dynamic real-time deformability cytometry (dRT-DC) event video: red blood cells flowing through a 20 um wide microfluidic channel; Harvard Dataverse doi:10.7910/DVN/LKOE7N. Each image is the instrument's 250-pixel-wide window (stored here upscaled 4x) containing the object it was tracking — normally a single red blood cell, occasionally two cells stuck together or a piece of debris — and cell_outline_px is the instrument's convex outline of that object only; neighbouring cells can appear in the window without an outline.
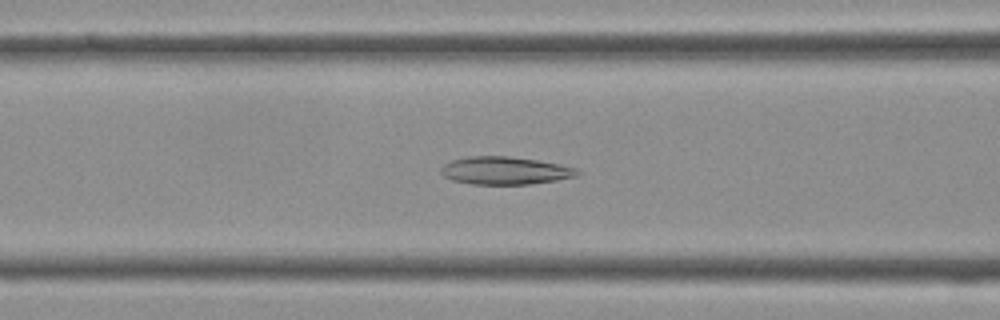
{"species": "Egyptian fruit bat (a non-hibernating species)", "species_latin": "Rousettus aegyptiacus", "temperature_condition": "cold", "stored_images_in_passage": 41, "camera_frame_rate_fps": 3000, "um_per_image_px": 0.085, "frame": {"image": 1, "passage_image": 16, "time_ms": 5.0, "image_size_px": [1000, 320], "cell_outline_px": [[580, 176], [532, 184], [472, 184], [452, 180], [444, 176], [440, 172], [440, 168], [444, 164], [452, 160], [468, 156], [508, 156], [536, 160], [560, 164], [576, 168], [580, 172]], "centroid_in_image_um": [42.93, 14.5], "position_along_channel_um": 123.7, "area_um2": 22.14}}
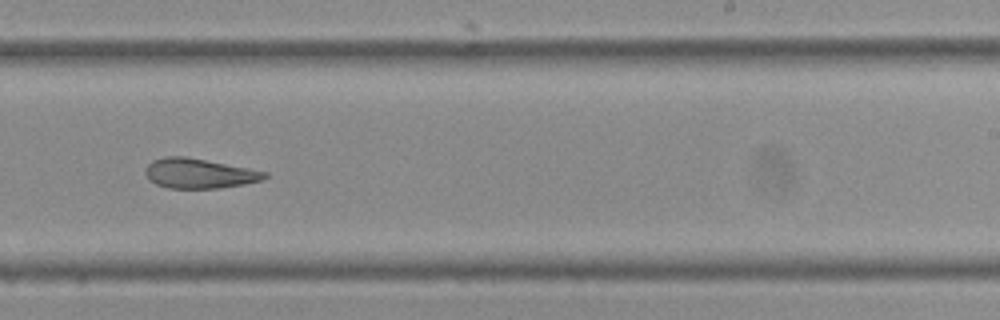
{"frame": {"image": 2, "passage_image": 25, "time_ms": 8.0, "image_size_px": [1000, 320], "cell_outline_px": [[268, 176], [260, 180], [244, 184], [220, 188], [168, 188], [156, 184], [148, 180], [144, 172], [144, 168], [152, 160], [164, 156], [184, 156], [248, 168], [268, 172]], "centroid_in_image_um": [16.87, 14.74], "position_along_channel_um": 272.1, "area_um2": 20.75}}
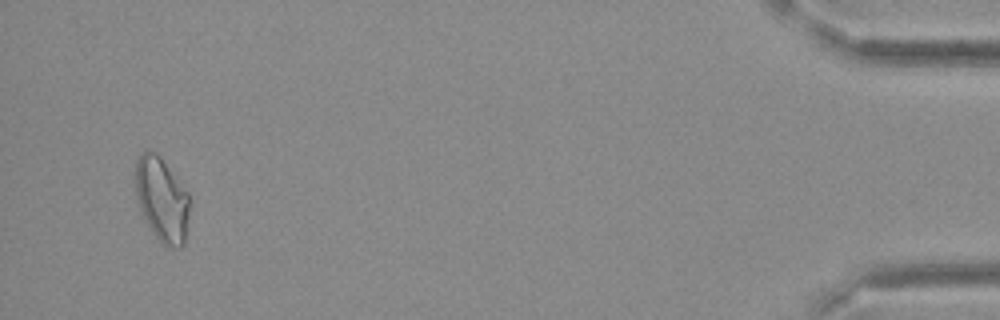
{"frame": {"image": 3, "passage_image": 39, "time_ms": 12.667, "image_size_px": [1000, 320], "cell_outline_px": [[188, 216], [184, 244], [180, 248], [172, 248], [164, 244], [156, 236], [140, 212], [136, 196], [136, 160], [148, 148], [156, 152], [160, 156], [188, 192]], "centroid_in_image_um": [13.75, 16.94], "position_along_channel_um": 421.5, "area_um2": 26.3}}